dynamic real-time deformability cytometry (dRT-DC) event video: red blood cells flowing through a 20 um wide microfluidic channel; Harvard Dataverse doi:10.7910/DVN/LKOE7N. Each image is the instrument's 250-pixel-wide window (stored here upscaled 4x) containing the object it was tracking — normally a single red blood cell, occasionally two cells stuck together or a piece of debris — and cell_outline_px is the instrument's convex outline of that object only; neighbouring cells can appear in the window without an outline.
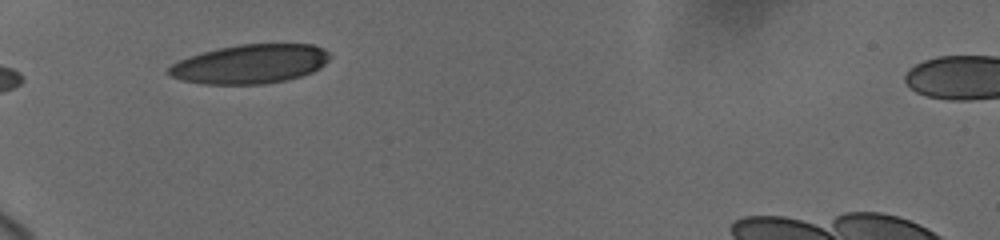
{"species": "human", "species_latin": "Homo sapiens", "temperature_condition": "cold", "stored_images_in_passage": 3, "camera_frame_rate_fps": 3000, "um_per_image_px": 0.085, "donor": {"sex": "female"}, "frame": {"image": 1, "passage_image": 2, "time_ms": 1.333, "image_size_px": [1000, 240], "cell_outline_px": [[332, 56], [320, 68], [312, 72], [300, 76], [284, 80], [264, 84], [204, 84], [180, 80], [172, 76], [168, 72], [168, 68], [172, 64], [188, 56], [200, 52], [240, 44], [312, 44], [324, 48]], "centroid_in_image_um": [21.27, 5.43], "position_along_channel_um": 63.7, "area_um2": 36.7}}